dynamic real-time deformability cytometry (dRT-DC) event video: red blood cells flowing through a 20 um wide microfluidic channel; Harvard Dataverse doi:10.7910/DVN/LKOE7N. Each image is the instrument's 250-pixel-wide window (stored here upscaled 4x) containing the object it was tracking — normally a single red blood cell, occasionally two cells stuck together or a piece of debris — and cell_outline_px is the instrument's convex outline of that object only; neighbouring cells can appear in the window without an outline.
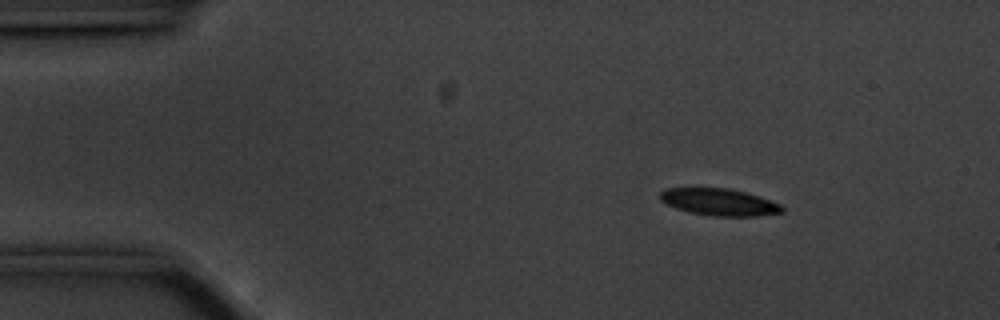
{"species": "common noctule bat (a hibernating species)", "species_latin": "Nyctalus noctula", "temperature_condition": "cold", "stored_images_in_passage": 49, "camera_frame_rate_fps": 3000, "um_per_image_px": 0.085, "animal": {"sex": "male", "body_mass_g": 20.1, "forearm_length_mm": 53.5}, "frame": {"image": 1, "passage_image": 1, "time_ms": 0.0, "image_size_px": [1000, 320], "cell_outline_px": [[784, 212], [756, 216], [712, 216], [688, 212], [676, 208], [660, 200], [660, 192], [664, 188], [732, 188], [760, 196], [780, 204], [784, 208]], "centroid_in_image_um": [61.15, 17.17], "position_along_channel_um": 23.9, "area_um2": 19.31}}
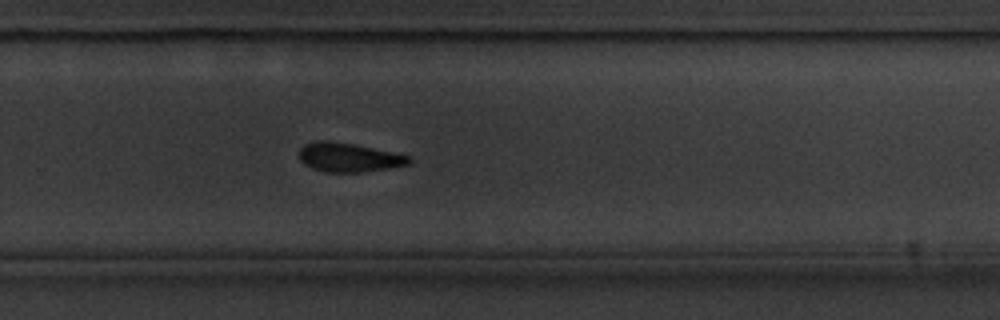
{"frame": {"image": 2, "passage_image": 30, "time_ms": 9.667, "image_size_px": [1000, 320], "cell_outline_px": [[412, 160], [408, 164], [388, 168], [364, 172], [324, 172], [312, 168], [304, 164], [300, 160], [300, 148], [304, 144], [316, 140], [328, 140], [356, 144], [408, 156]], "centroid_in_image_um": [29.59, 13.37], "position_along_channel_um": 300.2, "area_um2": 18.55}}
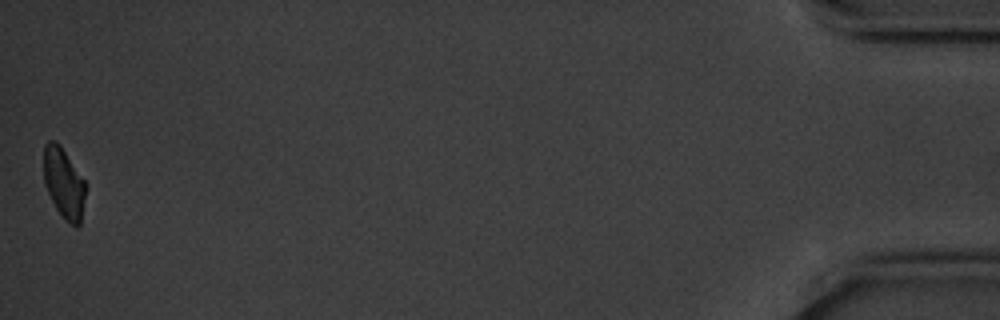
{"frame": {"image": 3, "passage_image": 49, "time_ms": 16.0, "image_size_px": [1000, 320], "cell_outline_px": [[88, 188], [80, 224], [76, 228], [64, 220], [56, 208], [44, 184], [44, 144], [48, 140], [56, 140], [60, 144], [88, 184]], "centroid_in_image_um": [5.47, 15.57], "position_along_channel_um": 429.7, "area_um2": 17.74}, "authors_computed_cell_mechanics": {"area_um2": 19.4786, "velocity_mm_per_s": 3.557, "shape_relaxation_time_tau1_ms": 2.6879, "shape_relaxation_time_tau2_ms": null, "deformation_change_tau1": 0.1111, "deformation_change_tau2": null}}